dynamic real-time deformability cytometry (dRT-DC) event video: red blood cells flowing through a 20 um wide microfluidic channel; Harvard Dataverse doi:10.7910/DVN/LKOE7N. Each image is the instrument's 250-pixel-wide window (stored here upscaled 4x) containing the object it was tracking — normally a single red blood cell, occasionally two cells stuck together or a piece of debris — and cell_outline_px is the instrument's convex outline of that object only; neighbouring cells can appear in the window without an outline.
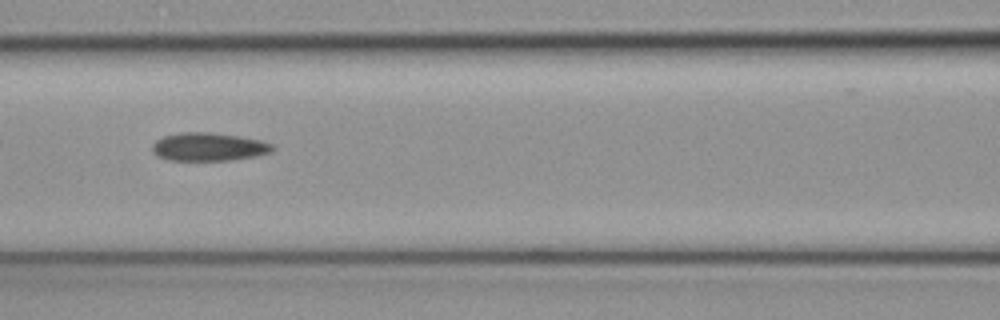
{"species": "common noctule bat (a hibernating species)", "species_latin": "Nyctalus noctula", "temperature_condition": "cold", "stored_images_in_passage": 33, "camera_frame_rate_fps": 3000, "um_per_image_px": 0.085, "animal": {"sex": "female", "body_mass_g": 19.3, "forearm_length_mm": 54.1}, "frame": {"image": 1, "passage_image": 10, "time_ms": 3.0, "image_size_px": [1000, 320], "cell_outline_px": [[276, 148], [272, 152], [256, 156], [228, 160], [172, 160], [156, 156], [152, 152], [152, 144], [156, 140], [164, 136], [184, 132], [212, 132], [240, 136], [260, 140], [272, 144]], "centroid_in_image_um": [17.75, 12.47], "position_along_channel_um": 148.9, "area_um2": 19.83}}
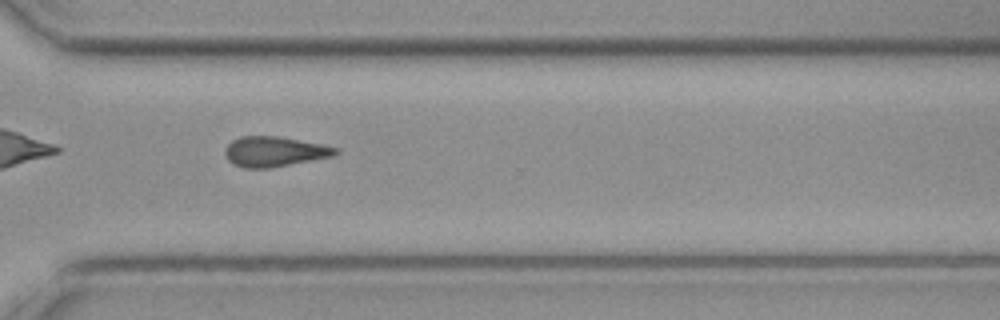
{"frame": {"image": 2, "passage_image": 24, "time_ms": 7.667, "image_size_px": [1000, 320], "cell_outline_px": [[340, 152], [332, 156], [268, 168], [244, 168], [232, 164], [228, 160], [224, 152], [224, 148], [232, 140], [240, 136], [280, 136], [320, 144], [336, 148]], "centroid_in_image_um": [23.26, 12.88], "position_along_channel_um": 347.3, "area_um2": 19.25}}